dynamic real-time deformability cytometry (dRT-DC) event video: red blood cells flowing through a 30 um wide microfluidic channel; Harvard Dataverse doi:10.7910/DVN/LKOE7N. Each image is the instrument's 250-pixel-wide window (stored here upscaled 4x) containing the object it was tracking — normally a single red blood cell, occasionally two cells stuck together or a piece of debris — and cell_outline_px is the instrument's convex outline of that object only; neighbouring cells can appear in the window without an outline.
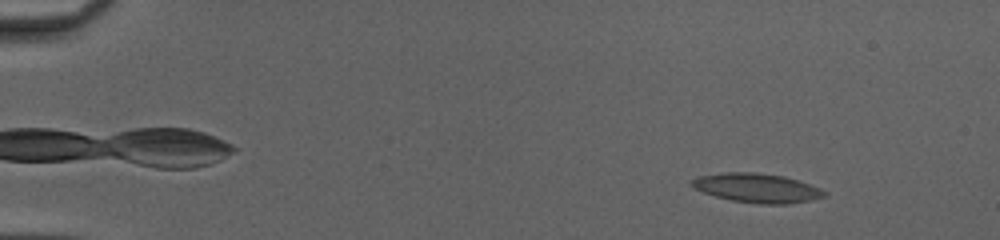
{"species": "common noctule bat (a hibernating species)", "species_latin": "Nyctalus noctula", "temperature_condition": "cold", "stored_images_in_passage": 52, "camera_frame_rate_fps": 3000, "um_per_image_px": 0.085, "animal": {"sex": "female", "body_mass_g": 20.0, "forearm_length_mm": 54.0}, "frame": {"image": 1, "passage_image": 6, "time_ms": 1.667, "image_size_px": [1000, 240], "cell_outline_px": [[828, 196], [812, 200], [788, 204], [760, 204], [732, 200], [716, 196], [692, 188], [688, 184], [692, 180], [700, 176], [728, 172], [756, 172], [784, 176], [820, 188], [828, 192]], "centroid_in_image_um": [64.37, 15.98], "position_along_channel_um": 20.6, "area_um2": 22.54}}
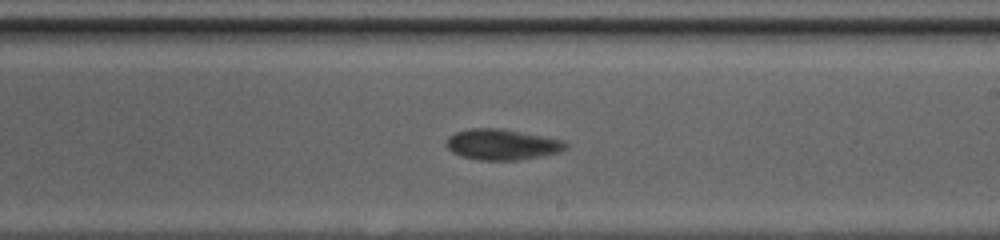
{"frame": {"image": 2, "passage_image": 32, "time_ms": 10.333, "image_size_px": [1000, 240], "cell_outline_px": [[568, 148], [560, 152], [540, 156], [516, 160], [476, 160], [460, 156], [452, 152], [444, 144], [444, 140], [448, 136], [456, 132], [472, 128], [500, 128], [544, 136], [564, 140], [568, 144]], "centroid_in_image_um": [42.65, 12.28], "position_along_channel_um": 246.4, "area_um2": 21.62}}
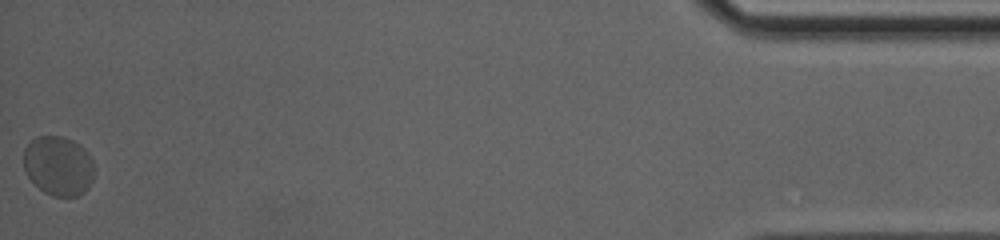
{"frame": {"image": 3, "passage_image": 52, "time_ms": 17.0, "image_size_px": [1000, 240], "cell_outline_px": [[92, 180], [88, 188], [84, 192], [76, 196], [52, 196], [44, 192], [28, 176], [24, 168], [24, 148], [36, 136], [64, 136], [80, 144], [88, 152], [92, 160]], "centroid_in_image_um": [4.96, 14.08], "position_along_channel_um": 430.2, "area_um2": 24.39}, "authors_computed_cell_mechanics": {"area_um2": 21.5016, "velocity_mm_per_s": 4.0459, "shape_relaxation_time_tau1_ms": 7.3409, "shape_relaxation_time_tau2_ms": 1.2011, "deformation_change_tau1": 0.1447, "deformation_change_tau2": 0.0453}}